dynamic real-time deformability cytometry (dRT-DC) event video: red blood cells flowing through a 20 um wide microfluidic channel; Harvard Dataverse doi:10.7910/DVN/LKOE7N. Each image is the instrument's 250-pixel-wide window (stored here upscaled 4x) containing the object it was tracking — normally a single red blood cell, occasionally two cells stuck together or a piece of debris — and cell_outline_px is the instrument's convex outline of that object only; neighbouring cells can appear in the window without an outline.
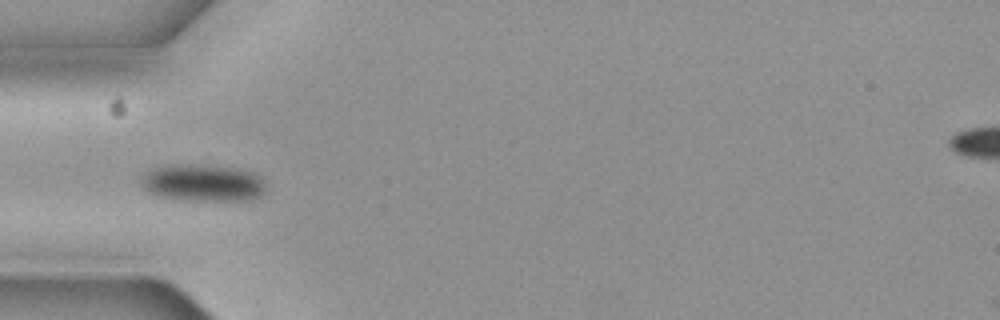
{"species": "common noctule bat (a hibernating species)", "species_latin": "Nyctalus noctula", "temperature_condition": "cold", "stored_images_in_passage": 2, "camera_frame_rate_fps": 3000, "um_per_image_px": 0.085, "animal": {"sex": "female", "body_mass_g": 19.3, "forearm_length_mm": 54.1}, "frame": {"image": 1, "passage_image": 2, "time_ms": 0.333, "image_size_px": [1000, 320], "cell_outline_px": [[264, 192], [260, 196], [252, 200], [188, 200], [160, 196], [148, 192], [140, 184], [140, 176], [144, 172], [152, 168], [172, 164], [188, 164], [236, 168], [256, 172], [264, 180]], "centroid_in_image_um": [17.23, 15.53], "position_along_channel_um": 67.8, "area_um2": 27.17}}